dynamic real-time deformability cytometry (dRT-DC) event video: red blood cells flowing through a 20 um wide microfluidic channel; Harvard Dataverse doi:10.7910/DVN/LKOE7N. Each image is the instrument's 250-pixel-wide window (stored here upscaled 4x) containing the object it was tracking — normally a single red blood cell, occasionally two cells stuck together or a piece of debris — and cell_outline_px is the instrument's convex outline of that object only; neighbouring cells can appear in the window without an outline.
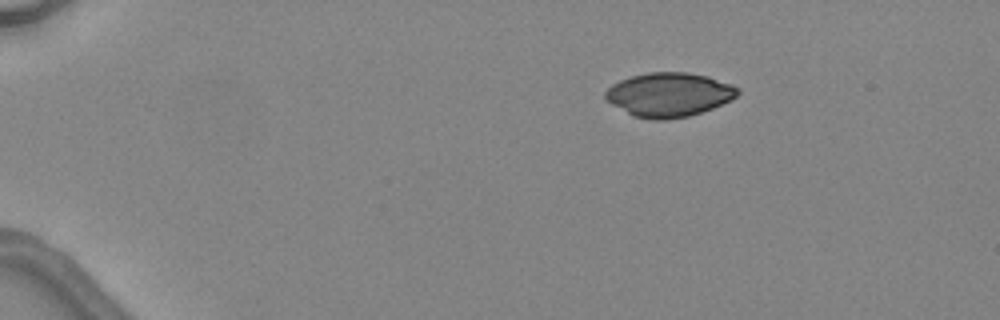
{"species": "common noctule bat (a hibernating species)", "species_latin": "Nyctalus noctula", "temperature_condition": "warm", "stored_images_in_passage": 3, "camera_frame_rate_fps": 3000, "um_per_image_px": 0.085, "animal": {"sex": "female", "body_mass_g": 24.6, "forearm_length_mm": 56.2}, "frame": {"image": 1, "passage_image": 1, "time_ms": 0.0, "image_size_px": [1000, 320], "cell_outline_px": [[740, 92], [732, 100], [712, 108], [688, 116], [664, 120], [648, 120], [632, 116], [612, 104], [604, 96], [604, 92], [612, 84], [620, 80], [632, 76], [648, 72], [688, 72], [708, 76], [732, 84], [740, 88]], "centroid_in_image_um": [56.87, 8.04], "position_along_channel_um": 28.1, "area_um2": 34.16}}